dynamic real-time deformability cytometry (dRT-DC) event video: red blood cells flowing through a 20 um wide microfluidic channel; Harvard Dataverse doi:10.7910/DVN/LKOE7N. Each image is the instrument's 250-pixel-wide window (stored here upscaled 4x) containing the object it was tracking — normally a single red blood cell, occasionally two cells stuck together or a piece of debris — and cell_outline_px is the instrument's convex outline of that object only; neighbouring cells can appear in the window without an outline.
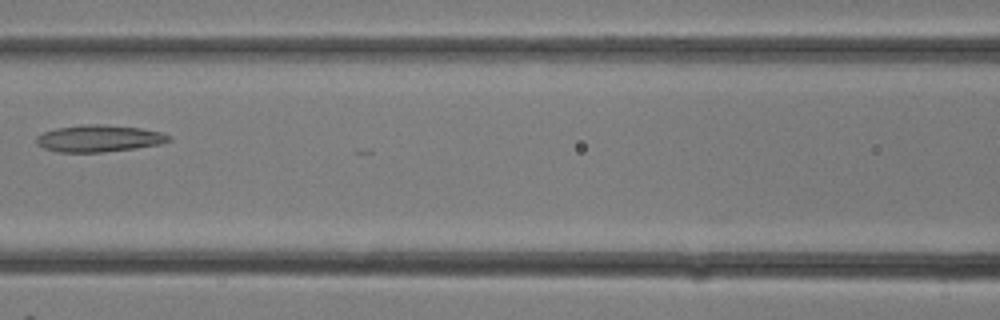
{"species": "common noctule bat (a hibernating species)", "species_latin": "Nyctalus noctula", "temperature_condition": "room temperature", "stored_images_in_passage": 26, "camera_frame_rate_fps": 3000, "um_per_image_px": 0.085, "animal": {"sex": "female"}, "frame": {"image": 1, "passage_image": 12, "time_ms": 3.667, "image_size_px": [1000, 320], "cell_outline_px": [[172, 140], [160, 144], [136, 148], [100, 152], [56, 152], [44, 148], [36, 144], [36, 136], [44, 132], [56, 128], [80, 124], [100, 124], [140, 128], [160, 132], [172, 136]], "centroid_in_image_um": [8.4, 11.76], "position_along_channel_um": 158.2, "area_um2": 20.81}}
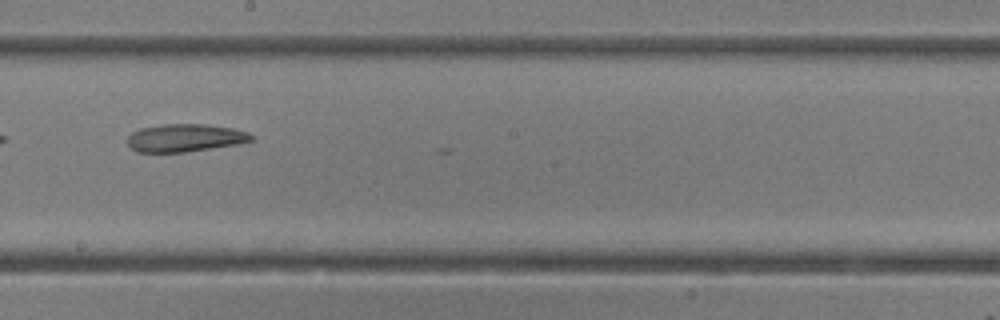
{"frame": {"image": 2, "passage_image": 15, "time_ms": 4.667, "image_size_px": [1000, 320], "cell_outline_px": [[252, 140], [236, 144], [184, 152], [136, 152], [128, 144], [128, 136], [132, 132], [140, 128], [164, 124], [208, 124], [232, 128], [248, 132], [252, 136]], "centroid_in_image_um": [15.7, 11.71], "position_along_channel_um": 232.5, "area_um2": 19.88}}